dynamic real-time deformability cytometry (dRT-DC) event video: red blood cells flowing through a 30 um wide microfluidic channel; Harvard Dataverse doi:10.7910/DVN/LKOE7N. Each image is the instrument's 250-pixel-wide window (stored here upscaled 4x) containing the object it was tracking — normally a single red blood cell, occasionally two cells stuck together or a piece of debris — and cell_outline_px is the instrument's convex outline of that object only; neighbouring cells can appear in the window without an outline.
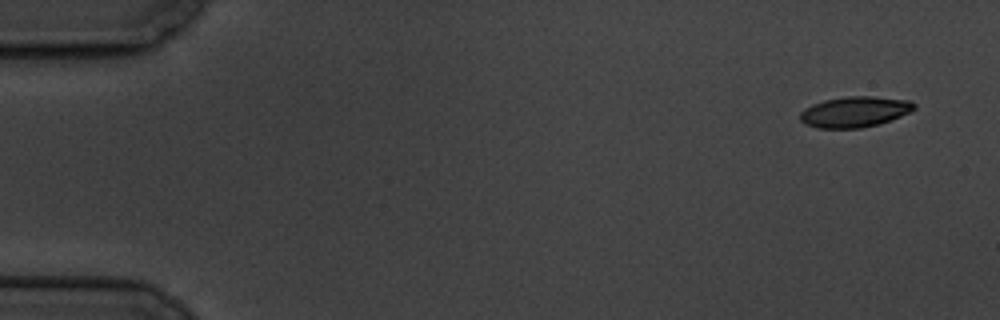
{"species": "common noctule bat (a hibernating species)", "species_latin": "Nyctalus noctula", "temperature_condition": "cold", "stored_images_in_passage": 5, "camera_frame_rate_fps": 3000, "um_per_image_px": 0.085, "animal": {"sex": "male", "body_mass_g": 19.5, "forearm_length_mm": 54.6}, "frame": {"image": 1, "passage_image": 1, "time_ms": 0.0, "image_size_px": [1000, 320], "cell_outline_px": [[916, 108], [912, 112], [876, 124], [860, 128], [816, 128], [804, 124], [800, 120], [800, 112], [804, 108], [812, 104], [824, 100], [848, 96], [872, 96], [908, 100], [916, 104]], "centroid_in_image_um": [72.62, 9.5], "position_along_channel_um": 12.4, "area_um2": 20.4}}
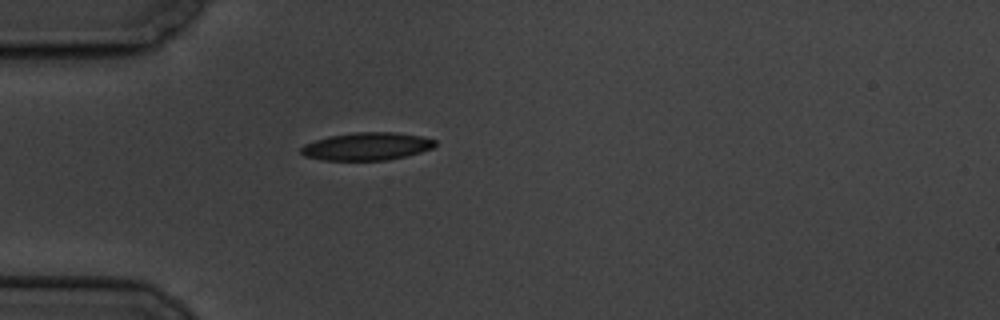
{"frame": {"image": 2, "passage_image": 5, "time_ms": 4.667, "image_size_px": [1000, 320], "cell_outline_px": [[436, 144], [432, 148], [420, 152], [388, 160], [324, 160], [304, 156], [300, 152], [300, 148], [304, 144], [328, 136], [356, 132], [396, 132], [420, 136], [436, 140]], "centroid_in_image_um": [31.16, 12.44], "position_along_channel_um": 53.8, "area_um2": 21.62}}